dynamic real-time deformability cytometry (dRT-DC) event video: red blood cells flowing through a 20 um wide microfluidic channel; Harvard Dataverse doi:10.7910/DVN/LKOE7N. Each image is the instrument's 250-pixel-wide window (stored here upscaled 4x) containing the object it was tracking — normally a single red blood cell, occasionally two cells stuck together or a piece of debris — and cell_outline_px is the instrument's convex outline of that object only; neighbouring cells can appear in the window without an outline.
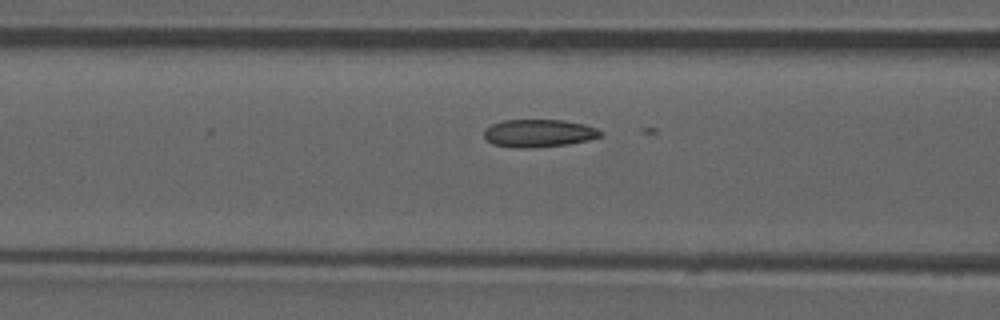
{"species": "common noctule bat (a hibernating species)", "species_latin": "Nyctalus noctula", "temperature_condition": "room temperature", "stored_images_in_passage": 21, "camera_frame_rate_fps": 3000, "um_per_image_px": 0.085, "animal": {"sex": "male", "forearm_length_mm": 52.5}, "frame": {"image": 1, "passage_image": 12, "time_ms": 3.667, "image_size_px": [1000, 320], "cell_outline_px": [[604, 136], [588, 140], [568, 144], [536, 148], [516, 148], [492, 144], [484, 136], [484, 128], [492, 124], [504, 120], [564, 120], [584, 124], [596, 128], [604, 132]], "centroid_in_image_um": [45.82, 11.33], "position_along_channel_um": 120.8, "area_um2": 19.07}}